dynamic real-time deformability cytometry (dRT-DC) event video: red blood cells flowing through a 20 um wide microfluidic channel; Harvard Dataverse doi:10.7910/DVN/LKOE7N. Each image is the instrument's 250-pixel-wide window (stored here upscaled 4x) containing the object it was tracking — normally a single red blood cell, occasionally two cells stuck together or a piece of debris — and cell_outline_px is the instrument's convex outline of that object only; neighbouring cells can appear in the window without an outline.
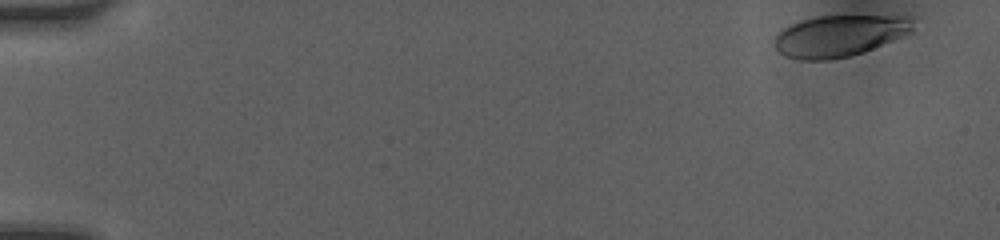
{"species": "human", "species_latin": "Homo sapiens", "temperature_condition": "room temperature", "stored_images_in_passage": 18, "camera_frame_rate_fps": 3000, "um_per_image_px": 0.085, "donor": {"sex": "female"}, "frame": {"image": 1, "passage_image": 1, "time_ms": 0.0, "image_size_px": [1000, 240], "cell_outline_px": [[912, 32], [864, 52], [848, 56], [828, 60], [800, 60], [784, 56], [772, 44], [772, 40], [776, 32], [800, 20], [816, 16], [908, 16], [912, 20]], "centroid_in_image_um": [71.28, 3.05], "position_along_channel_um": 13.7, "area_um2": 33.58}}
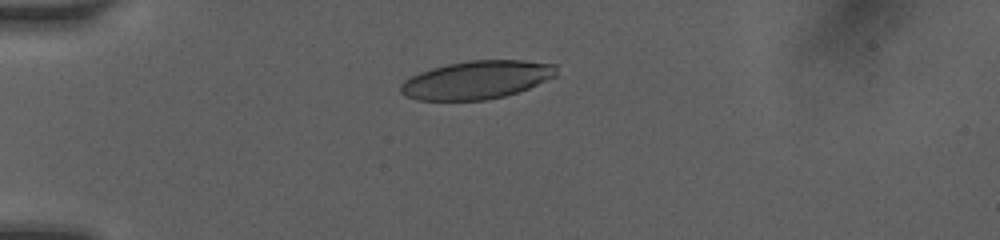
{"frame": {"image": 2, "passage_image": 13, "time_ms": 3.667, "image_size_px": [1000, 240], "cell_outline_px": [[556, 76], [528, 88], [504, 96], [484, 100], [416, 100], [404, 96], [400, 92], [400, 84], [404, 80], [420, 72], [432, 68], [448, 64], [468, 60], [524, 60], [556, 64]], "centroid_in_image_um": [40.5, 6.79], "position_along_channel_um": 44.5, "area_um2": 34.62}}
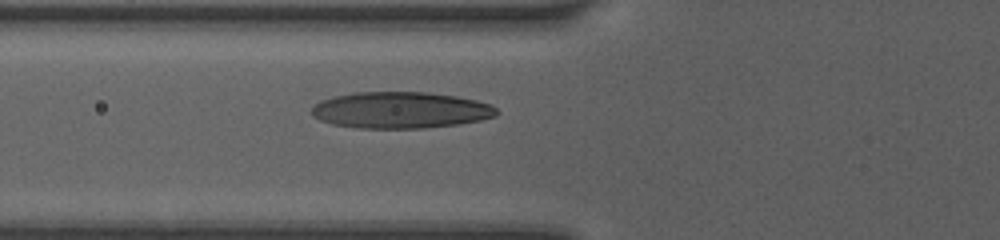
{"frame": {"image": 3, "passage_image": 18, "time_ms": 5.667, "image_size_px": [1000, 240], "cell_outline_px": [[500, 112], [496, 116], [480, 120], [456, 124], [424, 128], [356, 128], [332, 124], [320, 120], [312, 116], [312, 108], [320, 100], [332, 96], [356, 92], [424, 92], [456, 96], [476, 100], [492, 104]], "centroid_in_image_um": [34.04, 9.36], "position_along_channel_um": 91.8, "area_um2": 39.42}}